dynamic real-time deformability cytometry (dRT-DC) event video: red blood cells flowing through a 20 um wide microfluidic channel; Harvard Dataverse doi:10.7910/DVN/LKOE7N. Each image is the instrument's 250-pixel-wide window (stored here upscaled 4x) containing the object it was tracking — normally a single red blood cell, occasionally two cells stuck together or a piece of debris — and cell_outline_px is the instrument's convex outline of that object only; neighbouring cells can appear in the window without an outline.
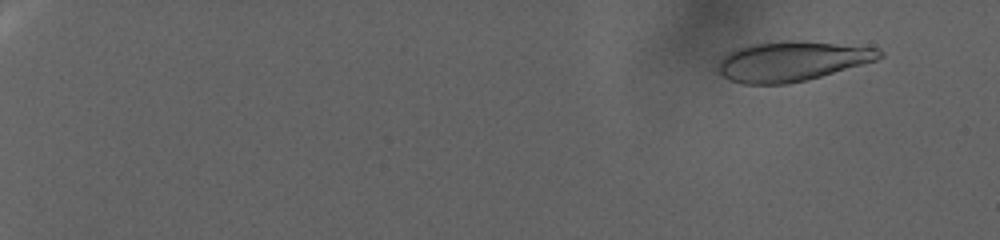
{"species": "human", "species_latin": "Homo sapiens", "temperature_condition": "warm", "stored_images_in_passage": 107, "camera_frame_rate_fps": 3000, "um_per_image_px": 0.085, "donor": {"sex": "female"}, "frame": {"image": 1, "passage_image": 10, "time_ms": 3.0, "image_size_px": [1000, 240], "cell_outline_px": [[884, 56], [876, 60], [808, 80], [788, 84], [744, 84], [732, 80], [724, 76], [720, 72], [720, 60], [728, 52], [736, 48], [752, 44], [788, 40], [792, 40], [880, 48], [884, 52]], "centroid_in_image_um": [67.34, 5.2], "position_along_channel_um": 17.7, "area_um2": 37.11}}
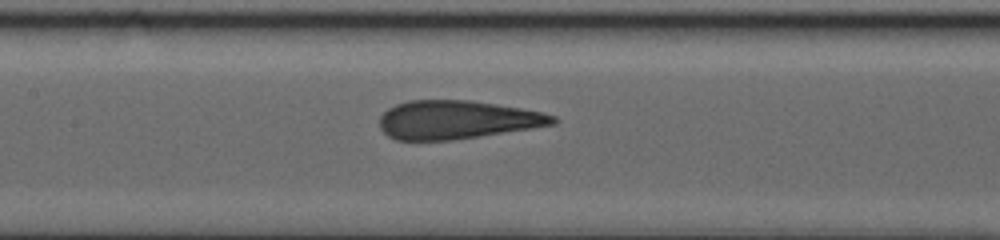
{"frame": {"image": 2, "passage_image": 61, "time_ms": 20.0, "image_size_px": [1000, 240], "cell_outline_px": [[556, 124], [532, 128], [480, 136], [452, 140], [396, 140], [388, 136], [380, 128], [380, 116], [388, 108], [396, 104], [408, 100], [472, 100], [544, 112], [556, 116]], "centroid_in_image_um": [38.84, 10.18], "position_along_channel_um": 168.6, "area_um2": 38.9}}
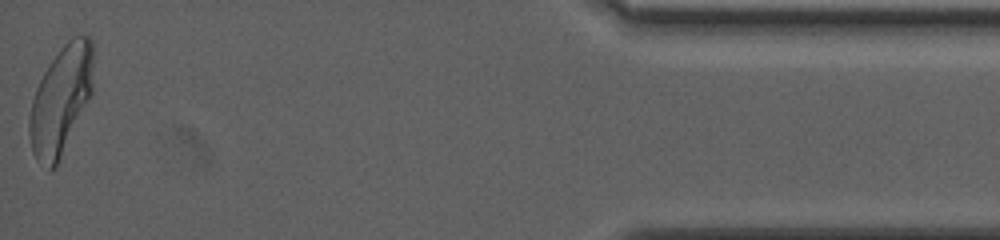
{"frame": {"image": 3, "passage_image": 107, "time_ms": 35.333, "image_size_px": [1000, 240], "cell_outline_px": [[92, 96], [56, 164], [48, 172], [36, 160], [32, 152], [28, 132], [28, 120], [32, 100], [36, 88], [44, 72], [60, 48], [72, 36], [88, 36], [92, 40]], "centroid_in_image_um": [5.15, 8.53], "position_along_channel_um": 430.0, "area_um2": 40.17}}